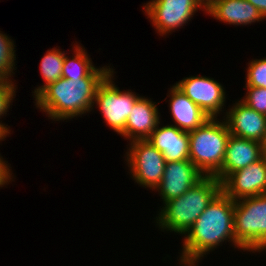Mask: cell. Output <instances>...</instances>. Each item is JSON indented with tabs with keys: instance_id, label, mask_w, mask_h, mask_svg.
I'll return each instance as SVG.
<instances>
[{
	"instance_id": "obj_1",
	"label": "cell",
	"mask_w": 266,
	"mask_h": 266,
	"mask_svg": "<svg viewBox=\"0 0 266 266\" xmlns=\"http://www.w3.org/2000/svg\"><path fill=\"white\" fill-rule=\"evenodd\" d=\"M111 67V68H110ZM109 66H97L82 79L60 78L50 83L34 99V106L44 113L48 120L68 122L91 113L97 88L115 69ZM76 117V118H75Z\"/></svg>"
},
{
	"instance_id": "obj_2",
	"label": "cell",
	"mask_w": 266,
	"mask_h": 266,
	"mask_svg": "<svg viewBox=\"0 0 266 266\" xmlns=\"http://www.w3.org/2000/svg\"><path fill=\"white\" fill-rule=\"evenodd\" d=\"M234 200L221 191L183 236L178 257L203 260L222 244L247 251L235 240Z\"/></svg>"
},
{
	"instance_id": "obj_3",
	"label": "cell",
	"mask_w": 266,
	"mask_h": 266,
	"mask_svg": "<svg viewBox=\"0 0 266 266\" xmlns=\"http://www.w3.org/2000/svg\"><path fill=\"white\" fill-rule=\"evenodd\" d=\"M221 191L222 183L219 179L204 176L183 195L160 206L154 217L156 228L164 233L167 231L184 236Z\"/></svg>"
},
{
	"instance_id": "obj_4",
	"label": "cell",
	"mask_w": 266,
	"mask_h": 266,
	"mask_svg": "<svg viewBox=\"0 0 266 266\" xmlns=\"http://www.w3.org/2000/svg\"><path fill=\"white\" fill-rule=\"evenodd\" d=\"M189 133V160L204 174L214 176L223 165L230 132L224 118H209Z\"/></svg>"
},
{
	"instance_id": "obj_5",
	"label": "cell",
	"mask_w": 266,
	"mask_h": 266,
	"mask_svg": "<svg viewBox=\"0 0 266 266\" xmlns=\"http://www.w3.org/2000/svg\"><path fill=\"white\" fill-rule=\"evenodd\" d=\"M235 240L247 251L266 252V194L234 201Z\"/></svg>"
},
{
	"instance_id": "obj_6",
	"label": "cell",
	"mask_w": 266,
	"mask_h": 266,
	"mask_svg": "<svg viewBox=\"0 0 266 266\" xmlns=\"http://www.w3.org/2000/svg\"><path fill=\"white\" fill-rule=\"evenodd\" d=\"M113 70L97 88L93 104L103 116V123L121 135L125 130L126 120L131 113L135 102L141 97L131 89L120 90L116 85V74ZM115 74V75H114Z\"/></svg>"
},
{
	"instance_id": "obj_7",
	"label": "cell",
	"mask_w": 266,
	"mask_h": 266,
	"mask_svg": "<svg viewBox=\"0 0 266 266\" xmlns=\"http://www.w3.org/2000/svg\"><path fill=\"white\" fill-rule=\"evenodd\" d=\"M126 146L124 162L131 179L141 188L154 191L164 174L163 154L147 140H135Z\"/></svg>"
},
{
	"instance_id": "obj_8",
	"label": "cell",
	"mask_w": 266,
	"mask_h": 266,
	"mask_svg": "<svg viewBox=\"0 0 266 266\" xmlns=\"http://www.w3.org/2000/svg\"><path fill=\"white\" fill-rule=\"evenodd\" d=\"M142 9L161 37L184 28L198 10L206 13V8L199 0H150L143 4Z\"/></svg>"
},
{
	"instance_id": "obj_9",
	"label": "cell",
	"mask_w": 266,
	"mask_h": 266,
	"mask_svg": "<svg viewBox=\"0 0 266 266\" xmlns=\"http://www.w3.org/2000/svg\"><path fill=\"white\" fill-rule=\"evenodd\" d=\"M191 101L197 104L209 118L224 117L226 90L224 85L210 76L184 77L174 84ZM225 107V108H224Z\"/></svg>"
},
{
	"instance_id": "obj_10",
	"label": "cell",
	"mask_w": 266,
	"mask_h": 266,
	"mask_svg": "<svg viewBox=\"0 0 266 266\" xmlns=\"http://www.w3.org/2000/svg\"><path fill=\"white\" fill-rule=\"evenodd\" d=\"M222 191L234 201L266 194V159L232 172L222 182Z\"/></svg>"
},
{
	"instance_id": "obj_11",
	"label": "cell",
	"mask_w": 266,
	"mask_h": 266,
	"mask_svg": "<svg viewBox=\"0 0 266 266\" xmlns=\"http://www.w3.org/2000/svg\"><path fill=\"white\" fill-rule=\"evenodd\" d=\"M203 177L204 174L190 160L168 162L165 164L163 178L154 192H158L164 204L183 195Z\"/></svg>"
},
{
	"instance_id": "obj_12",
	"label": "cell",
	"mask_w": 266,
	"mask_h": 266,
	"mask_svg": "<svg viewBox=\"0 0 266 266\" xmlns=\"http://www.w3.org/2000/svg\"><path fill=\"white\" fill-rule=\"evenodd\" d=\"M234 102L229 104L223 117L230 134L261 143L266 133V115L253 110L239 98Z\"/></svg>"
},
{
	"instance_id": "obj_13",
	"label": "cell",
	"mask_w": 266,
	"mask_h": 266,
	"mask_svg": "<svg viewBox=\"0 0 266 266\" xmlns=\"http://www.w3.org/2000/svg\"><path fill=\"white\" fill-rule=\"evenodd\" d=\"M159 103L160 101L156 103L152 98L141 96L133 105L125 130L120 136L129 142L147 140L161 121L157 107Z\"/></svg>"
},
{
	"instance_id": "obj_14",
	"label": "cell",
	"mask_w": 266,
	"mask_h": 266,
	"mask_svg": "<svg viewBox=\"0 0 266 266\" xmlns=\"http://www.w3.org/2000/svg\"><path fill=\"white\" fill-rule=\"evenodd\" d=\"M262 158L261 143L230 134L222 168L214 175L221 183L232 173Z\"/></svg>"
},
{
	"instance_id": "obj_15",
	"label": "cell",
	"mask_w": 266,
	"mask_h": 266,
	"mask_svg": "<svg viewBox=\"0 0 266 266\" xmlns=\"http://www.w3.org/2000/svg\"><path fill=\"white\" fill-rule=\"evenodd\" d=\"M151 133L147 141L163 154L166 163L189 160V133L175 125L161 124Z\"/></svg>"
},
{
	"instance_id": "obj_16",
	"label": "cell",
	"mask_w": 266,
	"mask_h": 266,
	"mask_svg": "<svg viewBox=\"0 0 266 266\" xmlns=\"http://www.w3.org/2000/svg\"><path fill=\"white\" fill-rule=\"evenodd\" d=\"M205 14L235 27L251 26L265 20L258 9L247 0H214L206 8Z\"/></svg>"
},
{
	"instance_id": "obj_17",
	"label": "cell",
	"mask_w": 266,
	"mask_h": 266,
	"mask_svg": "<svg viewBox=\"0 0 266 266\" xmlns=\"http://www.w3.org/2000/svg\"><path fill=\"white\" fill-rule=\"evenodd\" d=\"M168 97L169 100H167ZM164 100L168 102V110L174 122L172 125L180 130L193 131L209 119L205 112L175 85H170L167 97Z\"/></svg>"
},
{
	"instance_id": "obj_18",
	"label": "cell",
	"mask_w": 266,
	"mask_h": 266,
	"mask_svg": "<svg viewBox=\"0 0 266 266\" xmlns=\"http://www.w3.org/2000/svg\"><path fill=\"white\" fill-rule=\"evenodd\" d=\"M75 43V44H73ZM71 44L72 56H68V52H65V59L63 62L62 78L82 79L88 76L97 66L94 65L90 54H88L86 48L78 42ZM72 57V58H71Z\"/></svg>"
},
{
	"instance_id": "obj_19",
	"label": "cell",
	"mask_w": 266,
	"mask_h": 266,
	"mask_svg": "<svg viewBox=\"0 0 266 266\" xmlns=\"http://www.w3.org/2000/svg\"><path fill=\"white\" fill-rule=\"evenodd\" d=\"M50 48L46 51V54L42 56L39 66V71L41 78L44 83L41 86L37 85L34 87V91L32 90L33 99L50 83L56 82L58 79L62 77L63 70V62L65 59V51L60 49V46Z\"/></svg>"
},
{
	"instance_id": "obj_20",
	"label": "cell",
	"mask_w": 266,
	"mask_h": 266,
	"mask_svg": "<svg viewBox=\"0 0 266 266\" xmlns=\"http://www.w3.org/2000/svg\"><path fill=\"white\" fill-rule=\"evenodd\" d=\"M15 49L14 40L0 30V78L3 81H16L12 78L17 69Z\"/></svg>"
},
{
	"instance_id": "obj_21",
	"label": "cell",
	"mask_w": 266,
	"mask_h": 266,
	"mask_svg": "<svg viewBox=\"0 0 266 266\" xmlns=\"http://www.w3.org/2000/svg\"><path fill=\"white\" fill-rule=\"evenodd\" d=\"M17 83L15 81H2L0 83V132L5 136L11 135V128L8 124L1 121L7 116V112L12 108L13 100L17 93ZM11 106V107H10Z\"/></svg>"
},
{
	"instance_id": "obj_22",
	"label": "cell",
	"mask_w": 266,
	"mask_h": 266,
	"mask_svg": "<svg viewBox=\"0 0 266 266\" xmlns=\"http://www.w3.org/2000/svg\"><path fill=\"white\" fill-rule=\"evenodd\" d=\"M245 86L244 87H262L266 88V57L252 59L247 65Z\"/></svg>"
},
{
	"instance_id": "obj_23",
	"label": "cell",
	"mask_w": 266,
	"mask_h": 266,
	"mask_svg": "<svg viewBox=\"0 0 266 266\" xmlns=\"http://www.w3.org/2000/svg\"><path fill=\"white\" fill-rule=\"evenodd\" d=\"M246 93L240 100L258 113L266 115V88L244 87Z\"/></svg>"
},
{
	"instance_id": "obj_24",
	"label": "cell",
	"mask_w": 266,
	"mask_h": 266,
	"mask_svg": "<svg viewBox=\"0 0 266 266\" xmlns=\"http://www.w3.org/2000/svg\"><path fill=\"white\" fill-rule=\"evenodd\" d=\"M6 161L0 153V189L7 187L9 183L15 181V175L13 176L12 166ZM7 185V186H6Z\"/></svg>"
},
{
	"instance_id": "obj_25",
	"label": "cell",
	"mask_w": 266,
	"mask_h": 266,
	"mask_svg": "<svg viewBox=\"0 0 266 266\" xmlns=\"http://www.w3.org/2000/svg\"><path fill=\"white\" fill-rule=\"evenodd\" d=\"M261 13L266 20V0H247Z\"/></svg>"
},
{
	"instance_id": "obj_26",
	"label": "cell",
	"mask_w": 266,
	"mask_h": 266,
	"mask_svg": "<svg viewBox=\"0 0 266 266\" xmlns=\"http://www.w3.org/2000/svg\"><path fill=\"white\" fill-rule=\"evenodd\" d=\"M177 264H179V266H199L200 263L203 260H197V259H185V258H181V257H177Z\"/></svg>"
},
{
	"instance_id": "obj_27",
	"label": "cell",
	"mask_w": 266,
	"mask_h": 266,
	"mask_svg": "<svg viewBox=\"0 0 266 266\" xmlns=\"http://www.w3.org/2000/svg\"><path fill=\"white\" fill-rule=\"evenodd\" d=\"M261 149H262V157L266 159V133L264 135V138L261 142Z\"/></svg>"
},
{
	"instance_id": "obj_28",
	"label": "cell",
	"mask_w": 266,
	"mask_h": 266,
	"mask_svg": "<svg viewBox=\"0 0 266 266\" xmlns=\"http://www.w3.org/2000/svg\"><path fill=\"white\" fill-rule=\"evenodd\" d=\"M207 8L214 0H199Z\"/></svg>"
},
{
	"instance_id": "obj_29",
	"label": "cell",
	"mask_w": 266,
	"mask_h": 266,
	"mask_svg": "<svg viewBox=\"0 0 266 266\" xmlns=\"http://www.w3.org/2000/svg\"><path fill=\"white\" fill-rule=\"evenodd\" d=\"M6 137L0 132V144L2 143V141H5Z\"/></svg>"
}]
</instances>
